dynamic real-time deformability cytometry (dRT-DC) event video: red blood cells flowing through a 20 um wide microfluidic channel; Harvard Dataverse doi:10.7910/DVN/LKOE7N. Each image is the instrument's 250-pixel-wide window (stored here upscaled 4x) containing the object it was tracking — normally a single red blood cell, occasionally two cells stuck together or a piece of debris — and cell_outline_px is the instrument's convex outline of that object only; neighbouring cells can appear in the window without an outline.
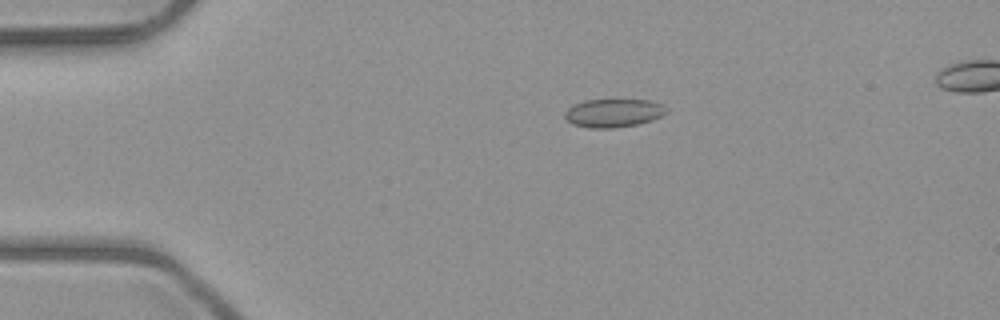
{"species": "common noctule bat (a hibernating species)", "species_latin": "Nyctalus noctula", "temperature_condition": "room temperature", "stored_images_in_passage": 7, "camera_frame_rate_fps": 3000, "um_per_image_px": 0.085, "animal": {"sex": "male", "body_mass_g": 23.1, "forearm_length_mm": 52.7}, "frame": {"image": 1, "passage_image": 4, "time_ms": 3.333, "image_size_px": [1000, 320], "cell_outline_px": [[668, 112], [652, 120], [636, 124], [612, 128], [588, 128], [572, 124], [564, 116], [564, 112], [568, 108], [584, 100], [648, 100], [660, 104]], "centroid_in_image_um": [52.1, 9.61], "position_along_channel_um": 32.9, "area_um2": 16.53}}
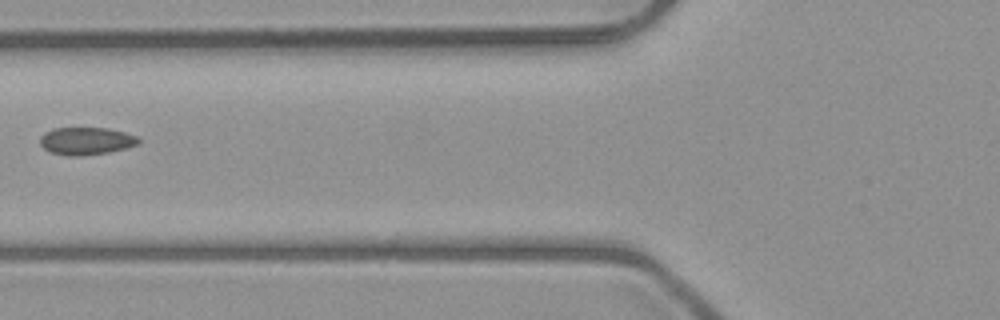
{"frame": {"image": 2, "passage_image": 7, "time_ms": 6.667, "image_size_px": [1000, 320], "cell_outline_px": [[140, 144], [108, 152], [80, 156], [68, 156], [52, 152], [44, 148], [40, 144], [40, 136], [44, 132], [56, 128], [108, 128], [140, 136]], "centroid_in_image_um": [7.35, 11.97], "position_along_channel_um": 118.4, "area_um2": 15.84}}